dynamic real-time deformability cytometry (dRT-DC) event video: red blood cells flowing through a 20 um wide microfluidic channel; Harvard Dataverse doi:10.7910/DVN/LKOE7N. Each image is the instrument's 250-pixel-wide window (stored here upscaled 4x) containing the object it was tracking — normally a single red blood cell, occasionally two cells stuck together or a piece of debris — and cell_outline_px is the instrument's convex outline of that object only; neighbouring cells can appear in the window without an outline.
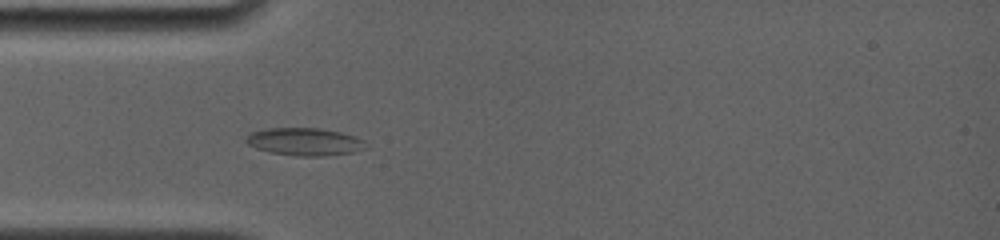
{"species": "common noctule bat (a hibernating species)", "species_latin": "Nyctalus noctula", "temperature_condition": "room temperature", "stored_images_in_passage": 51, "camera_frame_rate_fps": 4000, "um_per_image_px": 0.085, "animal": {"sex": "female", "body_mass_g": 19.0, "forearm_length_mm": 56.7}, "frame": {"image": 1, "passage_image": 8, "time_ms": 1.75, "image_size_px": [1000, 240], "cell_outline_px": [[368, 148], [352, 152], [324, 156], [300, 156], [268, 152], [256, 148], [248, 144], [244, 140], [252, 132], [268, 128], [320, 128], [340, 132], [364, 140]], "centroid_in_image_um": [25.9, 12.05], "position_along_channel_um": 59.1, "area_um2": 19.19}}
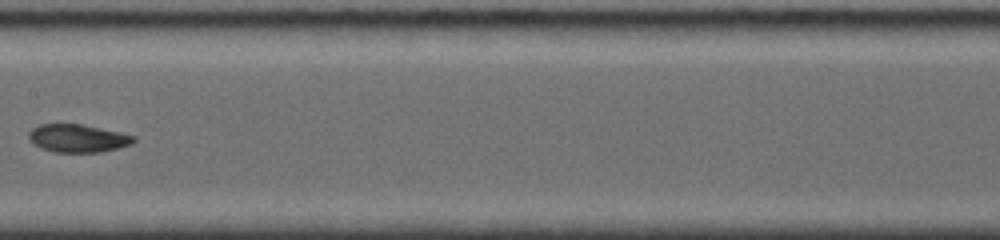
{"frame": {"image": 2, "passage_image": 19, "time_ms": 5.5, "image_size_px": [1000, 240], "cell_outline_px": [[136, 140], [132, 144], [100, 152], [56, 152], [40, 148], [28, 140], [28, 132], [32, 128], [40, 124], [80, 124], [120, 132], [136, 136]], "centroid_in_image_um": [6.59, 11.75], "position_along_channel_um": 200.8, "area_um2": 17.11}}
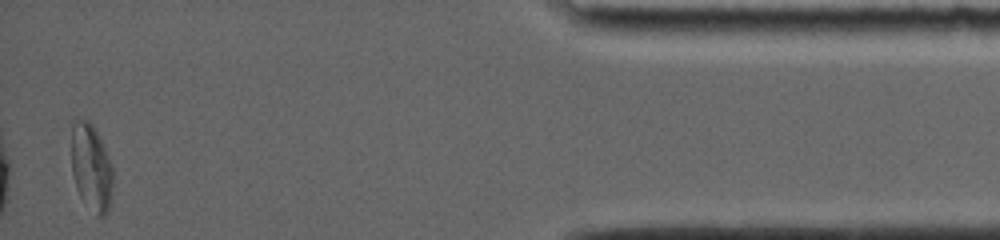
{"frame": {"image": 3, "passage_image": 49, "time_ms": 13.0, "image_size_px": [1000, 240], "cell_outline_px": [[112, 192], [108, 212], [104, 216], [96, 216], [80, 196], [76, 188], [72, 172], [72, 124], [76, 120], [88, 120], [92, 124], [112, 164]], "centroid_in_image_um": [7.76, 14.27], "position_along_channel_um": 427.4, "area_um2": 20.81}, "authors_computed_cell_mechanics": {"area_um2": 17.8602, "velocity_mm_per_s": 3.8137, "shape_relaxation_time_tau1_ms": null, "shape_relaxation_time_tau2_ms": 2.3815, "deformation_change_tau1": null, "deformation_change_tau2": 0.0598}}